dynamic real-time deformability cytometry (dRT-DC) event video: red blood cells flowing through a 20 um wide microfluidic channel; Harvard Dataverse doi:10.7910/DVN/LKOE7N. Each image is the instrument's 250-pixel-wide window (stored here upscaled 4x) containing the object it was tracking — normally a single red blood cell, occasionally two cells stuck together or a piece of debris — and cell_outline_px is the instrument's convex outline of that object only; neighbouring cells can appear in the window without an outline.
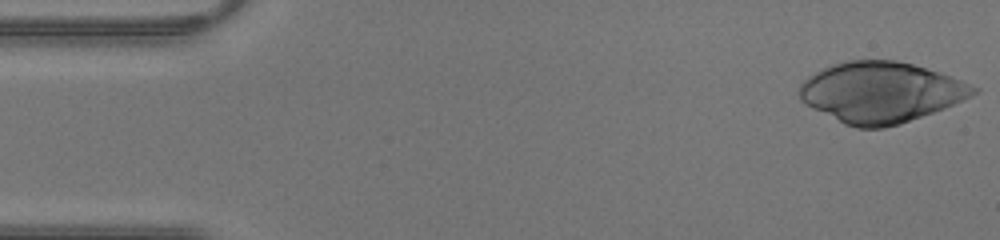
{"species": "human", "species_latin": "Homo sapiens", "temperature_condition": "warm", "stored_images_in_passage": 42, "camera_frame_rate_fps": 3000, "um_per_image_px": 0.085, "donor": {"sex": "male"}, "frame": {"image": 1, "passage_image": 1, "time_ms": 0.0, "image_size_px": [1000, 240], "cell_outline_px": [[980, 88], [972, 96], [964, 100], [944, 108], [900, 124], [884, 128], [856, 128], [844, 124], [812, 108], [800, 100], [796, 92], [800, 84], [808, 76], [832, 64], [848, 60], [896, 60], [912, 64], [940, 72]], "centroid_in_image_um": [74.84, 7.85], "position_along_channel_um": 10.2, "area_um2": 61.56}}
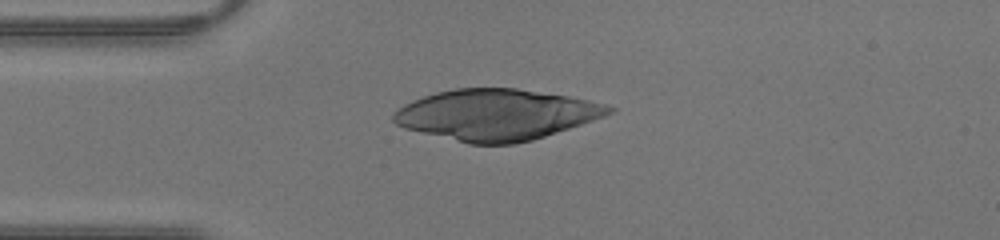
{"frame": {"image": 2, "passage_image": 10, "time_ms": 3.0, "image_size_px": [1000, 240], "cell_outline_px": [[616, 108], [612, 112], [604, 116], [532, 140], [512, 144], [468, 144], [404, 128], [396, 124], [392, 120], [392, 112], [404, 104], [412, 100], [436, 92], [456, 88], [516, 88], [568, 96], [608, 104]], "centroid_in_image_um": [42.14, 9.74], "position_along_channel_um": 42.9, "area_um2": 63.7}}